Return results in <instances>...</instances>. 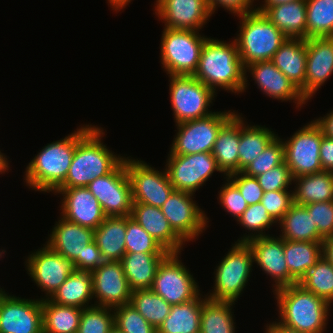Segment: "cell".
<instances>
[{
  "instance_id": "obj_46",
  "label": "cell",
  "mask_w": 333,
  "mask_h": 333,
  "mask_svg": "<svg viewBox=\"0 0 333 333\" xmlns=\"http://www.w3.org/2000/svg\"><path fill=\"white\" fill-rule=\"evenodd\" d=\"M114 324L123 333H157L146 319L130 304L113 308Z\"/></svg>"
},
{
  "instance_id": "obj_47",
  "label": "cell",
  "mask_w": 333,
  "mask_h": 333,
  "mask_svg": "<svg viewBox=\"0 0 333 333\" xmlns=\"http://www.w3.org/2000/svg\"><path fill=\"white\" fill-rule=\"evenodd\" d=\"M264 192L288 191L294 178L286 162L264 172L256 177Z\"/></svg>"
},
{
  "instance_id": "obj_38",
  "label": "cell",
  "mask_w": 333,
  "mask_h": 333,
  "mask_svg": "<svg viewBox=\"0 0 333 333\" xmlns=\"http://www.w3.org/2000/svg\"><path fill=\"white\" fill-rule=\"evenodd\" d=\"M233 305V302L207 298L202 303L200 333H235Z\"/></svg>"
},
{
  "instance_id": "obj_40",
  "label": "cell",
  "mask_w": 333,
  "mask_h": 333,
  "mask_svg": "<svg viewBox=\"0 0 333 333\" xmlns=\"http://www.w3.org/2000/svg\"><path fill=\"white\" fill-rule=\"evenodd\" d=\"M307 39L333 37V0H306Z\"/></svg>"
},
{
  "instance_id": "obj_52",
  "label": "cell",
  "mask_w": 333,
  "mask_h": 333,
  "mask_svg": "<svg viewBox=\"0 0 333 333\" xmlns=\"http://www.w3.org/2000/svg\"><path fill=\"white\" fill-rule=\"evenodd\" d=\"M211 14H214L218 7H222L225 10L236 16L251 13L256 10L254 1L256 0H206ZM255 7V8H254Z\"/></svg>"
},
{
  "instance_id": "obj_6",
  "label": "cell",
  "mask_w": 333,
  "mask_h": 333,
  "mask_svg": "<svg viewBox=\"0 0 333 333\" xmlns=\"http://www.w3.org/2000/svg\"><path fill=\"white\" fill-rule=\"evenodd\" d=\"M214 271V290L206 295L213 301L237 302L251 276L253 254L246 242H235Z\"/></svg>"
},
{
  "instance_id": "obj_3",
  "label": "cell",
  "mask_w": 333,
  "mask_h": 333,
  "mask_svg": "<svg viewBox=\"0 0 333 333\" xmlns=\"http://www.w3.org/2000/svg\"><path fill=\"white\" fill-rule=\"evenodd\" d=\"M193 76L215 94L216 88L241 94L245 86V68L235 40L230 43L207 38Z\"/></svg>"
},
{
  "instance_id": "obj_28",
  "label": "cell",
  "mask_w": 333,
  "mask_h": 333,
  "mask_svg": "<svg viewBox=\"0 0 333 333\" xmlns=\"http://www.w3.org/2000/svg\"><path fill=\"white\" fill-rule=\"evenodd\" d=\"M262 13L287 38L307 39L306 0L270 6Z\"/></svg>"
},
{
  "instance_id": "obj_33",
  "label": "cell",
  "mask_w": 333,
  "mask_h": 333,
  "mask_svg": "<svg viewBox=\"0 0 333 333\" xmlns=\"http://www.w3.org/2000/svg\"><path fill=\"white\" fill-rule=\"evenodd\" d=\"M49 299L59 305L82 309L94 306L89 305L94 300L91 272L75 270Z\"/></svg>"
},
{
  "instance_id": "obj_17",
  "label": "cell",
  "mask_w": 333,
  "mask_h": 333,
  "mask_svg": "<svg viewBox=\"0 0 333 333\" xmlns=\"http://www.w3.org/2000/svg\"><path fill=\"white\" fill-rule=\"evenodd\" d=\"M0 333H43L42 298L0 296Z\"/></svg>"
},
{
  "instance_id": "obj_21",
  "label": "cell",
  "mask_w": 333,
  "mask_h": 333,
  "mask_svg": "<svg viewBox=\"0 0 333 333\" xmlns=\"http://www.w3.org/2000/svg\"><path fill=\"white\" fill-rule=\"evenodd\" d=\"M247 72L267 97L286 102L293 100L296 108H302L303 104L306 105L308 102L300 90L271 61L256 62L245 67L243 92L248 87Z\"/></svg>"
},
{
  "instance_id": "obj_41",
  "label": "cell",
  "mask_w": 333,
  "mask_h": 333,
  "mask_svg": "<svg viewBox=\"0 0 333 333\" xmlns=\"http://www.w3.org/2000/svg\"><path fill=\"white\" fill-rule=\"evenodd\" d=\"M298 284L330 304L333 303V265L325 257L322 256Z\"/></svg>"
},
{
  "instance_id": "obj_54",
  "label": "cell",
  "mask_w": 333,
  "mask_h": 333,
  "mask_svg": "<svg viewBox=\"0 0 333 333\" xmlns=\"http://www.w3.org/2000/svg\"><path fill=\"white\" fill-rule=\"evenodd\" d=\"M320 162L323 171L333 172V139L322 136Z\"/></svg>"
},
{
  "instance_id": "obj_57",
  "label": "cell",
  "mask_w": 333,
  "mask_h": 333,
  "mask_svg": "<svg viewBox=\"0 0 333 333\" xmlns=\"http://www.w3.org/2000/svg\"><path fill=\"white\" fill-rule=\"evenodd\" d=\"M293 1H298V0H264L262 1L264 4L257 7L256 11L263 12L267 7L276 6L279 4H285Z\"/></svg>"
},
{
  "instance_id": "obj_55",
  "label": "cell",
  "mask_w": 333,
  "mask_h": 333,
  "mask_svg": "<svg viewBox=\"0 0 333 333\" xmlns=\"http://www.w3.org/2000/svg\"><path fill=\"white\" fill-rule=\"evenodd\" d=\"M323 131V135L333 139V110L324 117L314 120Z\"/></svg>"
},
{
  "instance_id": "obj_59",
  "label": "cell",
  "mask_w": 333,
  "mask_h": 333,
  "mask_svg": "<svg viewBox=\"0 0 333 333\" xmlns=\"http://www.w3.org/2000/svg\"><path fill=\"white\" fill-rule=\"evenodd\" d=\"M9 160L7 156L0 151V174L8 172L9 170Z\"/></svg>"
},
{
  "instance_id": "obj_49",
  "label": "cell",
  "mask_w": 333,
  "mask_h": 333,
  "mask_svg": "<svg viewBox=\"0 0 333 333\" xmlns=\"http://www.w3.org/2000/svg\"><path fill=\"white\" fill-rule=\"evenodd\" d=\"M311 215L318 233L323 237L333 236V201L304 205Z\"/></svg>"
},
{
  "instance_id": "obj_4",
  "label": "cell",
  "mask_w": 333,
  "mask_h": 333,
  "mask_svg": "<svg viewBox=\"0 0 333 333\" xmlns=\"http://www.w3.org/2000/svg\"><path fill=\"white\" fill-rule=\"evenodd\" d=\"M77 146V130L48 143L29 162L24 182L32 190L54 193L65 181Z\"/></svg>"
},
{
  "instance_id": "obj_20",
  "label": "cell",
  "mask_w": 333,
  "mask_h": 333,
  "mask_svg": "<svg viewBox=\"0 0 333 333\" xmlns=\"http://www.w3.org/2000/svg\"><path fill=\"white\" fill-rule=\"evenodd\" d=\"M154 11L166 28L200 31L211 11L206 0H158Z\"/></svg>"
},
{
  "instance_id": "obj_23",
  "label": "cell",
  "mask_w": 333,
  "mask_h": 333,
  "mask_svg": "<svg viewBox=\"0 0 333 333\" xmlns=\"http://www.w3.org/2000/svg\"><path fill=\"white\" fill-rule=\"evenodd\" d=\"M62 194L60 214L66 220L95 230L107 217L99 201L86 187L58 188Z\"/></svg>"
},
{
  "instance_id": "obj_31",
  "label": "cell",
  "mask_w": 333,
  "mask_h": 333,
  "mask_svg": "<svg viewBox=\"0 0 333 333\" xmlns=\"http://www.w3.org/2000/svg\"><path fill=\"white\" fill-rule=\"evenodd\" d=\"M200 293L195 299L172 304L169 315L157 329V333H200L202 303L207 299L201 298Z\"/></svg>"
},
{
  "instance_id": "obj_34",
  "label": "cell",
  "mask_w": 333,
  "mask_h": 333,
  "mask_svg": "<svg viewBox=\"0 0 333 333\" xmlns=\"http://www.w3.org/2000/svg\"><path fill=\"white\" fill-rule=\"evenodd\" d=\"M293 203L307 205L333 201V172L321 171L294 178Z\"/></svg>"
},
{
  "instance_id": "obj_32",
  "label": "cell",
  "mask_w": 333,
  "mask_h": 333,
  "mask_svg": "<svg viewBox=\"0 0 333 333\" xmlns=\"http://www.w3.org/2000/svg\"><path fill=\"white\" fill-rule=\"evenodd\" d=\"M278 225L282 232L279 237L284 240L307 242L324 240L304 205L293 203Z\"/></svg>"
},
{
  "instance_id": "obj_7",
  "label": "cell",
  "mask_w": 333,
  "mask_h": 333,
  "mask_svg": "<svg viewBox=\"0 0 333 333\" xmlns=\"http://www.w3.org/2000/svg\"><path fill=\"white\" fill-rule=\"evenodd\" d=\"M161 64L167 75L193 76L207 39L200 31L163 27Z\"/></svg>"
},
{
  "instance_id": "obj_18",
  "label": "cell",
  "mask_w": 333,
  "mask_h": 333,
  "mask_svg": "<svg viewBox=\"0 0 333 333\" xmlns=\"http://www.w3.org/2000/svg\"><path fill=\"white\" fill-rule=\"evenodd\" d=\"M91 275L94 305L115 308L130 303L132 290L120 261H105Z\"/></svg>"
},
{
  "instance_id": "obj_25",
  "label": "cell",
  "mask_w": 333,
  "mask_h": 333,
  "mask_svg": "<svg viewBox=\"0 0 333 333\" xmlns=\"http://www.w3.org/2000/svg\"><path fill=\"white\" fill-rule=\"evenodd\" d=\"M131 218L169 253H181L183 250L185 242L174 232L160 208L133 203Z\"/></svg>"
},
{
  "instance_id": "obj_60",
  "label": "cell",
  "mask_w": 333,
  "mask_h": 333,
  "mask_svg": "<svg viewBox=\"0 0 333 333\" xmlns=\"http://www.w3.org/2000/svg\"><path fill=\"white\" fill-rule=\"evenodd\" d=\"M108 333H123V332L114 324Z\"/></svg>"
},
{
  "instance_id": "obj_43",
  "label": "cell",
  "mask_w": 333,
  "mask_h": 333,
  "mask_svg": "<svg viewBox=\"0 0 333 333\" xmlns=\"http://www.w3.org/2000/svg\"><path fill=\"white\" fill-rule=\"evenodd\" d=\"M125 240L126 253L169 254L131 216H127Z\"/></svg>"
},
{
  "instance_id": "obj_13",
  "label": "cell",
  "mask_w": 333,
  "mask_h": 333,
  "mask_svg": "<svg viewBox=\"0 0 333 333\" xmlns=\"http://www.w3.org/2000/svg\"><path fill=\"white\" fill-rule=\"evenodd\" d=\"M86 188L99 201L107 217L131 216L133 200L126 157L111 173L95 178Z\"/></svg>"
},
{
  "instance_id": "obj_12",
  "label": "cell",
  "mask_w": 333,
  "mask_h": 333,
  "mask_svg": "<svg viewBox=\"0 0 333 333\" xmlns=\"http://www.w3.org/2000/svg\"><path fill=\"white\" fill-rule=\"evenodd\" d=\"M126 157V170L131 184L133 203L160 208L175 190L166 169L155 170L141 159ZM130 158V159H129Z\"/></svg>"
},
{
  "instance_id": "obj_45",
  "label": "cell",
  "mask_w": 333,
  "mask_h": 333,
  "mask_svg": "<svg viewBox=\"0 0 333 333\" xmlns=\"http://www.w3.org/2000/svg\"><path fill=\"white\" fill-rule=\"evenodd\" d=\"M284 161V144L282 139L277 136L268 147L241 172L247 176L257 177L282 164Z\"/></svg>"
},
{
  "instance_id": "obj_5",
  "label": "cell",
  "mask_w": 333,
  "mask_h": 333,
  "mask_svg": "<svg viewBox=\"0 0 333 333\" xmlns=\"http://www.w3.org/2000/svg\"><path fill=\"white\" fill-rule=\"evenodd\" d=\"M240 18L239 34L234 38L243 67L271 61L287 37L262 13L253 11Z\"/></svg>"
},
{
  "instance_id": "obj_19",
  "label": "cell",
  "mask_w": 333,
  "mask_h": 333,
  "mask_svg": "<svg viewBox=\"0 0 333 333\" xmlns=\"http://www.w3.org/2000/svg\"><path fill=\"white\" fill-rule=\"evenodd\" d=\"M253 254V261L260 266L267 276L274 281L273 291L298 282L290 275L285 253L284 239L276 236H263L253 238L246 242Z\"/></svg>"
},
{
  "instance_id": "obj_48",
  "label": "cell",
  "mask_w": 333,
  "mask_h": 333,
  "mask_svg": "<svg viewBox=\"0 0 333 333\" xmlns=\"http://www.w3.org/2000/svg\"><path fill=\"white\" fill-rule=\"evenodd\" d=\"M227 182L222 185L218 194V200L221 206L228 212L234 219L238 218L248 208L246 200H244L239 189L227 178Z\"/></svg>"
},
{
  "instance_id": "obj_53",
  "label": "cell",
  "mask_w": 333,
  "mask_h": 333,
  "mask_svg": "<svg viewBox=\"0 0 333 333\" xmlns=\"http://www.w3.org/2000/svg\"><path fill=\"white\" fill-rule=\"evenodd\" d=\"M105 260L95 241L90 242L82 253V271L92 272L101 266Z\"/></svg>"
},
{
  "instance_id": "obj_29",
  "label": "cell",
  "mask_w": 333,
  "mask_h": 333,
  "mask_svg": "<svg viewBox=\"0 0 333 333\" xmlns=\"http://www.w3.org/2000/svg\"><path fill=\"white\" fill-rule=\"evenodd\" d=\"M127 216L106 217L94 230V241L105 261H120L126 253Z\"/></svg>"
},
{
  "instance_id": "obj_24",
  "label": "cell",
  "mask_w": 333,
  "mask_h": 333,
  "mask_svg": "<svg viewBox=\"0 0 333 333\" xmlns=\"http://www.w3.org/2000/svg\"><path fill=\"white\" fill-rule=\"evenodd\" d=\"M45 243L50 249L73 262L77 271H82V253L94 241V230L70 222L60 216Z\"/></svg>"
},
{
  "instance_id": "obj_9",
  "label": "cell",
  "mask_w": 333,
  "mask_h": 333,
  "mask_svg": "<svg viewBox=\"0 0 333 333\" xmlns=\"http://www.w3.org/2000/svg\"><path fill=\"white\" fill-rule=\"evenodd\" d=\"M235 113L214 111L207 117L176 124L177 133L168 155L212 153L219 130Z\"/></svg>"
},
{
  "instance_id": "obj_50",
  "label": "cell",
  "mask_w": 333,
  "mask_h": 333,
  "mask_svg": "<svg viewBox=\"0 0 333 333\" xmlns=\"http://www.w3.org/2000/svg\"><path fill=\"white\" fill-rule=\"evenodd\" d=\"M261 203L278 223L293 204V190L264 192Z\"/></svg>"
},
{
  "instance_id": "obj_14",
  "label": "cell",
  "mask_w": 333,
  "mask_h": 333,
  "mask_svg": "<svg viewBox=\"0 0 333 333\" xmlns=\"http://www.w3.org/2000/svg\"><path fill=\"white\" fill-rule=\"evenodd\" d=\"M167 158L165 169L176 191L195 194L215 171L220 172L212 153L168 155Z\"/></svg>"
},
{
  "instance_id": "obj_2",
  "label": "cell",
  "mask_w": 333,
  "mask_h": 333,
  "mask_svg": "<svg viewBox=\"0 0 333 333\" xmlns=\"http://www.w3.org/2000/svg\"><path fill=\"white\" fill-rule=\"evenodd\" d=\"M279 311L280 328L293 333H324L331 304L325 299L294 284L274 291Z\"/></svg>"
},
{
  "instance_id": "obj_8",
  "label": "cell",
  "mask_w": 333,
  "mask_h": 333,
  "mask_svg": "<svg viewBox=\"0 0 333 333\" xmlns=\"http://www.w3.org/2000/svg\"><path fill=\"white\" fill-rule=\"evenodd\" d=\"M169 94L176 124L211 115L215 93L194 76L168 75Z\"/></svg>"
},
{
  "instance_id": "obj_27",
  "label": "cell",
  "mask_w": 333,
  "mask_h": 333,
  "mask_svg": "<svg viewBox=\"0 0 333 333\" xmlns=\"http://www.w3.org/2000/svg\"><path fill=\"white\" fill-rule=\"evenodd\" d=\"M306 39L287 38L271 62L298 88L305 84Z\"/></svg>"
},
{
  "instance_id": "obj_44",
  "label": "cell",
  "mask_w": 333,
  "mask_h": 333,
  "mask_svg": "<svg viewBox=\"0 0 333 333\" xmlns=\"http://www.w3.org/2000/svg\"><path fill=\"white\" fill-rule=\"evenodd\" d=\"M113 325V308L94 305L82 309L77 333H108Z\"/></svg>"
},
{
  "instance_id": "obj_36",
  "label": "cell",
  "mask_w": 333,
  "mask_h": 333,
  "mask_svg": "<svg viewBox=\"0 0 333 333\" xmlns=\"http://www.w3.org/2000/svg\"><path fill=\"white\" fill-rule=\"evenodd\" d=\"M284 253L289 273L299 283L323 256L322 242L284 240Z\"/></svg>"
},
{
  "instance_id": "obj_61",
  "label": "cell",
  "mask_w": 333,
  "mask_h": 333,
  "mask_svg": "<svg viewBox=\"0 0 333 333\" xmlns=\"http://www.w3.org/2000/svg\"><path fill=\"white\" fill-rule=\"evenodd\" d=\"M4 292H5V290L2 289V288L0 287V296H1Z\"/></svg>"
},
{
  "instance_id": "obj_35",
  "label": "cell",
  "mask_w": 333,
  "mask_h": 333,
  "mask_svg": "<svg viewBox=\"0 0 333 333\" xmlns=\"http://www.w3.org/2000/svg\"><path fill=\"white\" fill-rule=\"evenodd\" d=\"M276 137L275 132L265 125H246L240 115L239 172L255 160Z\"/></svg>"
},
{
  "instance_id": "obj_42",
  "label": "cell",
  "mask_w": 333,
  "mask_h": 333,
  "mask_svg": "<svg viewBox=\"0 0 333 333\" xmlns=\"http://www.w3.org/2000/svg\"><path fill=\"white\" fill-rule=\"evenodd\" d=\"M237 222L251 233L249 234V232H247L248 235L244 234V236L240 237L236 242H247L253 238L269 236L265 231L269 230L272 225L278 224L274 218L267 213L266 208L261 202L248 205V208L238 218Z\"/></svg>"
},
{
  "instance_id": "obj_22",
  "label": "cell",
  "mask_w": 333,
  "mask_h": 333,
  "mask_svg": "<svg viewBox=\"0 0 333 333\" xmlns=\"http://www.w3.org/2000/svg\"><path fill=\"white\" fill-rule=\"evenodd\" d=\"M305 84L299 89L308 101L333 74V37L306 39Z\"/></svg>"
},
{
  "instance_id": "obj_39",
  "label": "cell",
  "mask_w": 333,
  "mask_h": 333,
  "mask_svg": "<svg viewBox=\"0 0 333 333\" xmlns=\"http://www.w3.org/2000/svg\"><path fill=\"white\" fill-rule=\"evenodd\" d=\"M155 329L169 315L171 304L151 289H138L132 291L130 303Z\"/></svg>"
},
{
  "instance_id": "obj_51",
  "label": "cell",
  "mask_w": 333,
  "mask_h": 333,
  "mask_svg": "<svg viewBox=\"0 0 333 333\" xmlns=\"http://www.w3.org/2000/svg\"><path fill=\"white\" fill-rule=\"evenodd\" d=\"M240 191L248 205L261 202L264 195L262 187L256 177L247 176L242 172L231 174L227 177Z\"/></svg>"
},
{
  "instance_id": "obj_30",
  "label": "cell",
  "mask_w": 333,
  "mask_h": 333,
  "mask_svg": "<svg viewBox=\"0 0 333 333\" xmlns=\"http://www.w3.org/2000/svg\"><path fill=\"white\" fill-rule=\"evenodd\" d=\"M167 255L125 253L120 262L131 290L151 289L157 268Z\"/></svg>"
},
{
  "instance_id": "obj_11",
  "label": "cell",
  "mask_w": 333,
  "mask_h": 333,
  "mask_svg": "<svg viewBox=\"0 0 333 333\" xmlns=\"http://www.w3.org/2000/svg\"><path fill=\"white\" fill-rule=\"evenodd\" d=\"M180 253H169L159 264L151 290L169 304H181L200 294L193 274L179 259Z\"/></svg>"
},
{
  "instance_id": "obj_56",
  "label": "cell",
  "mask_w": 333,
  "mask_h": 333,
  "mask_svg": "<svg viewBox=\"0 0 333 333\" xmlns=\"http://www.w3.org/2000/svg\"><path fill=\"white\" fill-rule=\"evenodd\" d=\"M322 254L333 265V236L326 237L322 241Z\"/></svg>"
},
{
  "instance_id": "obj_10",
  "label": "cell",
  "mask_w": 333,
  "mask_h": 333,
  "mask_svg": "<svg viewBox=\"0 0 333 333\" xmlns=\"http://www.w3.org/2000/svg\"><path fill=\"white\" fill-rule=\"evenodd\" d=\"M323 131L313 120L283 140L284 157L293 178L323 171L320 162V144Z\"/></svg>"
},
{
  "instance_id": "obj_26",
  "label": "cell",
  "mask_w": 333,
  "mask_h": 333,
  "mask_svg": "<svg viewBox=\"0 0 333 333\" xmlns=\"http://www.w3.org/2000/svg\"><path fill=\"white\" fill-rule=\"evenodd\" d=\"M240 114L237 112L218 132L212 155L220 173L228 177L239 172Z\"/></svg>"
},
{
  "instance_id": "obj_58",
  "label": "cell",
  "mask_w": 333,
  "mask_h": 333,
  "mask_svg": "<svg viewBox=\"0 0 333 333\" xmlns=\"http://www.w3.org/2000/svg\"><path fill=\"white\" fill-rule=\"evenodd\" d=\"M265 327H266L265 333H293L280 328L273 322H271L270 324L267 323Z\"/></svg>"
},
{
  "instance_id": "obj_16",
  "label": "cell",
  "mask_w": 333,
  "mask_h": 333,
  "mask_svg": "<svg viewBox=\"0 0 333 333\" xmlns=\"http://www.w3.org/2000/svg\"><path fill=\"white\" fill-rule=\"evenodd\" d=\"M25 268L36 283L45 291V298H50L76 269L69 259L50 249L46 244L43 248L32 252L25 261Z\"/></svg>"
},
{
  "instance_id": "obj_1",
  "label": "cell",
  "mask_w": 333,
  "mask_h": 333,
  "mask_svg": "<svg viewBox=\"0 0 333 333\" xmlns=\"http://www.w3.org/2000/svg\"><path fill=\"white\" fill-rule=\"evenodd\" d=\"M104 129L95 125L77 128V146L64 183L59 188L86 187L95 178L111 173L124 156L114 154L102 142Z\"/></svg>"
},
{
  "instance_id": "obj_15",
  "label": "cell",
  "mask_w": 333,
  "mask_h": 333,
  "mask_svg": "<svg viewBox=\"0 0 333 333\" xmlns=\"http://www.w3.org/2000/svg\"><path fill=\"white\" fill-rule=\"evenodd\" d=\"M193 200V193L174 190L160 207L174 232L184 242L197 239L208 227L209 218Z\"/></svg>"
},
{
  "instance_id": "obj_37",
  "label": "cell",
  "mask_w": 333,
  "mask_h": 333,
  "mask_svg": "<svg viewBox=\"0 0 333 333\" xmlns=\"http://www.w3.org/2000/svg\"><path fill=\"white\" fill-rule=\"evenodd\" d=\"M82 308L59 305L42 298L43 333H77Z\"/></svg>"
}]
</instances>
